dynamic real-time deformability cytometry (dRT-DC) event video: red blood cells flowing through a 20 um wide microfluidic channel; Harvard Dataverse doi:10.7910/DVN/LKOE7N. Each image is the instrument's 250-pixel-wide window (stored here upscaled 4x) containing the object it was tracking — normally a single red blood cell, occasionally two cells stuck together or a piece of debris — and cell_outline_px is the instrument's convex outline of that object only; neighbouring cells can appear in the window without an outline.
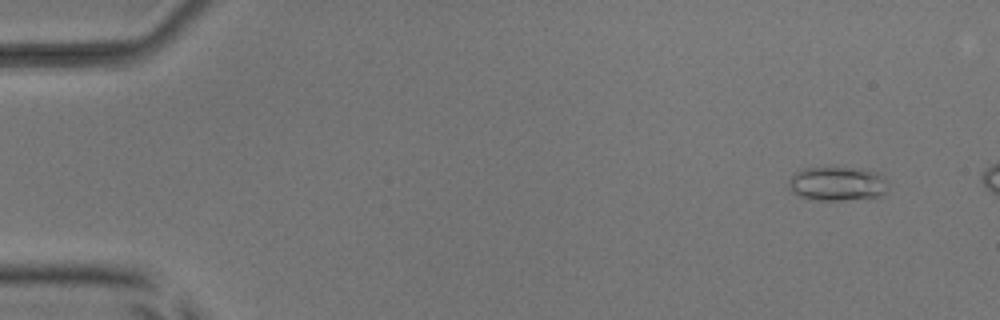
{"species": "common noctule bat (a hibernating species)", "species_latin": "Nyctalus noctula", "temperature_condition": "room temperature", "stored_images_in_passage": 15, "camera_frame_rate_fps": 3000, "um_per_image_px": 0.085, "animal": {"sex": "male", "body_mass_g": 17.9, "forearm_length_mm": 54.2}, "frame": {"image": 1, "passage_image": 3, "time_ms": 0.667, "image_size_px": [1000, 320], "cell_outline_px": [[888, 188], [884, 196], [876, 200], [820, 200], [800, 196], [792, 192], [788, 188], [788, 180], [796, 172], [804, 168], [864, 168], [880, 172], [888, 180]], "centroid_in_image_um": [71.3, 15.64], "position_along_channel_um": 13.7, "area_um2": 20.58}}